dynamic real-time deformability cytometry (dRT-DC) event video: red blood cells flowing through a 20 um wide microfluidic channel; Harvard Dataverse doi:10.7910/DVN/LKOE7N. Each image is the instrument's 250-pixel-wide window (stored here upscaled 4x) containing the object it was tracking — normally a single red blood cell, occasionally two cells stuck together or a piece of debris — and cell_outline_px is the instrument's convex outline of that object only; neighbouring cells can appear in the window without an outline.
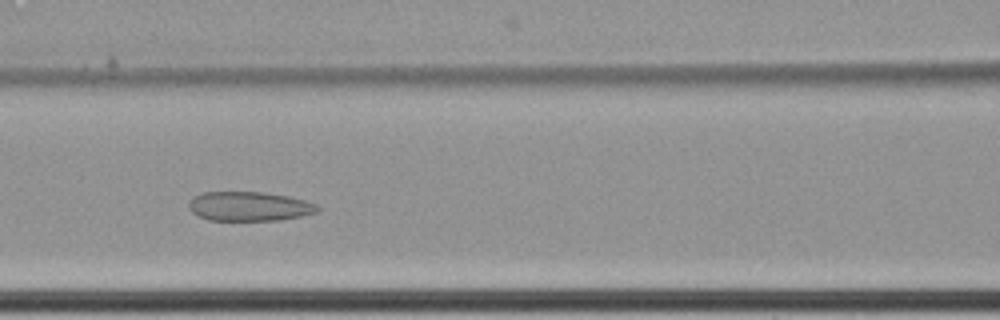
{"species": "common noctule bat (a hibernating species)", "species_latin": "Nyctalus noctula", "temperature_condition": "cold", "stored_images_in_passage": 60, "camera_frame_rate_fps": 3000, "um_per_image_px": 0.085, "animal": {"sex": "female", "body_mass_g": 22.7, "forearm_length_mm": 54.2}, "frame": {"image": 1, "passage_image": 27, "time_ms": 8.667, "image_size_px": [1000, 320], "cell_outline_px": [[320, 208], [316, 212], [300, 216], [280, 220], [208, 220], [192, 212], [188, 208], [188, 204], [196, 196], [204, 192], [264, 192], [288, 196], [304, 200], [316, 204]], "centroid_in_image_um": [21.19, 17.54], "position_along_channel_um": 145.4, "area_um2": 21.79}}
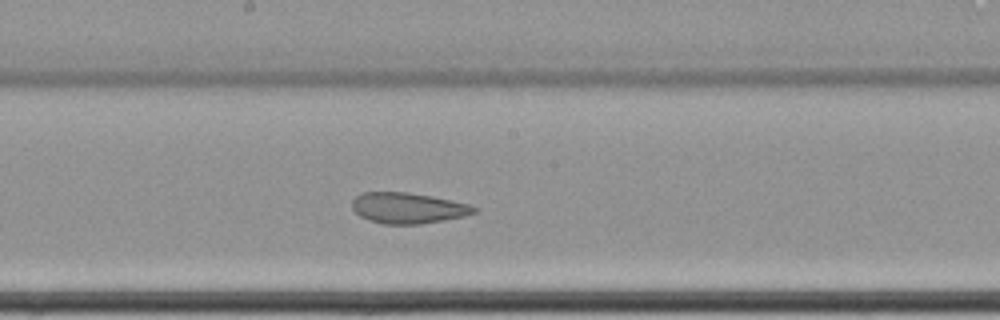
{"frame": {"image": 2, "passage_image": 33, "time_ms": 10.667, "image_size_px": [1000, 320], "cell_outline_px": [[480, 208], [476, 212], [464, 216], [420, 224], [384, 224], [360, 216], [352, 208], [352, 200], [360, 192], [408, 192], [432, 196], [468, 204]], "centroid_in_image_um": [34.67, 17.67], "position_along_channel_um": 213.5, "area_um2": 21.79}}
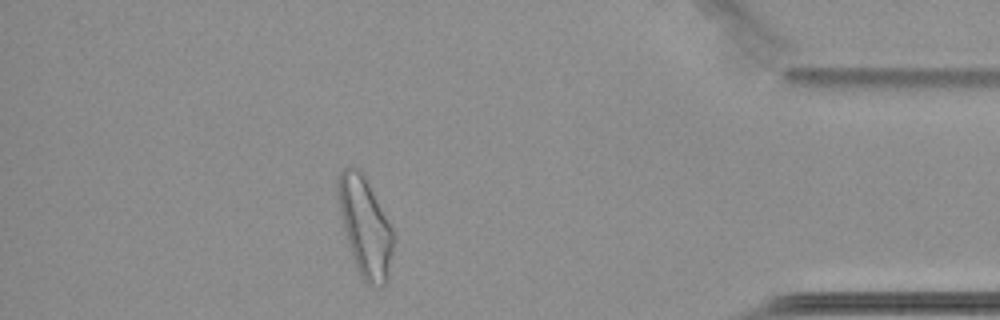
{"frame": {"image": 3, "passage_image": 53, "time_ms": 17.333, "image_size_px": [1000, 320], "cell_outline_px": [[392, 252], [388, 276], [384, 284], [380, 288], [376, 288], [368, 284], [360, 276], [352, 256], [348, 244], [336, 196], [336, 180], [340, 172], [348, 164], [356, 164], [360, 168], [392, 228]], "centroid_in_image_um": [30.99, 19.22], "position_along_channel_um": 404.2, "area_um2": 31.85}, "authors_computed_cell_mechanics": {"area_um2": 28.2642, "velocity_mm_per_s": 3.4123, "shape_relaxation_time_tau1_ms": null, "shape_relaxation_time_tau2_ms": 4.9612, "deformation_change_tau1": null, "deformation_change_tau2": 0.1051}}